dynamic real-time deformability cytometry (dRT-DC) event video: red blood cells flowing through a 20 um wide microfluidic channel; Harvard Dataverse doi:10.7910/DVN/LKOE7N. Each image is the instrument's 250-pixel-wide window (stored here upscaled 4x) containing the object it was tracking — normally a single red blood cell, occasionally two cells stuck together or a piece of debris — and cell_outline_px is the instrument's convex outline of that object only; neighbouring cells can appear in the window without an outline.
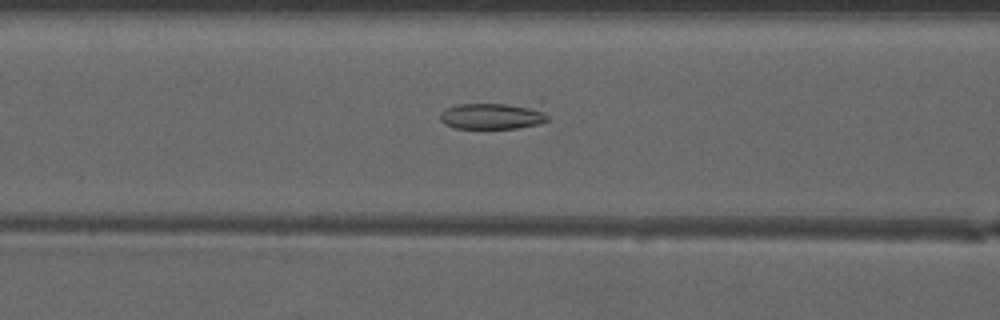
{"species": "common noctule bat (a hibernating species)", "species_latin": "Nyctalus noctula", "temperature_condition": "warm", "stored_images_in_passage": 43, "camera_frame_rate_fps": 3000, "um_per_image_px": 0.085, "animal": {"sex": "male", "forearm_length_mm": 52.5}, "frame": {"image": 1, "passage_image": 22, "time_ms": 7.0, "image_size_px": [1000, 320], "cell_outline_px": [[548, 120], [536, 124], [520, 128], [452, 128], [444, 124], [440, 120], [440, 112], [448, 108], [460, 104], [504, 104], [528, 108], [540, 112], [548, 116]], "centroid_in_image_um": [41.7, 9.9], "position_along_channel_um": 124.9, "area_um2": 15.72}}
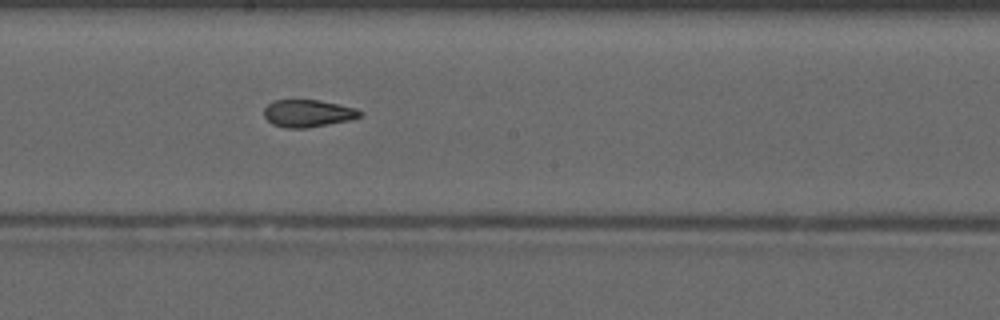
{"frame": {"image": 2, "passage_image": 29, "time_ms": 9.333, "image_size_px": [1000, 320], "cell_outline_px": [[364, 112], [360, 116], [352, 120], [304, 128], [284, 128], [272, 124], [264, 116], [264, 108], [268, 104], [276, 100], [320, 100], [356, 108]], "centroid_in_image_um": [26.19, 9.63], "position_along_channel_um": 222.0, "area_um2": 15.32}}
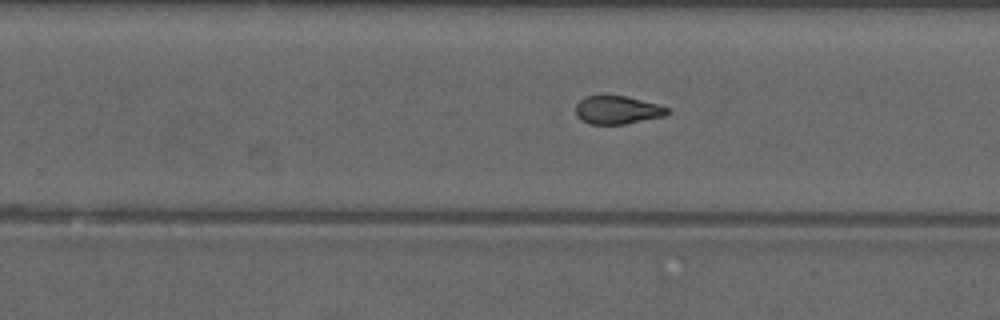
{"frame": {"image": 3, "passage_image": 33, "time_ms": 10.667, "image_size_px": [1000, 320], "cell_outline_px": [[672, 112], [668, 116], [624, 124], [588, 124], [576, 112], [576, 104], [584, 96], [604, 92], [624, 96], [656, 104], [668, 108]], "centroid_in_image_um": [52.49, 9.31], "position_along_channel_um": 277.3, "area_um2": 15.49}, "authors_computed_cell_mechanics": {"area_um2": 16.2418, "velocity_mm_per_s": 4.1609, "shape_relaxation_time_tau1_ms": null, "shape_relaxation_time_tau2_ms": 1.4253, "deformation_change_tau1": null, "deformation_change_tau2": 0.0819}}